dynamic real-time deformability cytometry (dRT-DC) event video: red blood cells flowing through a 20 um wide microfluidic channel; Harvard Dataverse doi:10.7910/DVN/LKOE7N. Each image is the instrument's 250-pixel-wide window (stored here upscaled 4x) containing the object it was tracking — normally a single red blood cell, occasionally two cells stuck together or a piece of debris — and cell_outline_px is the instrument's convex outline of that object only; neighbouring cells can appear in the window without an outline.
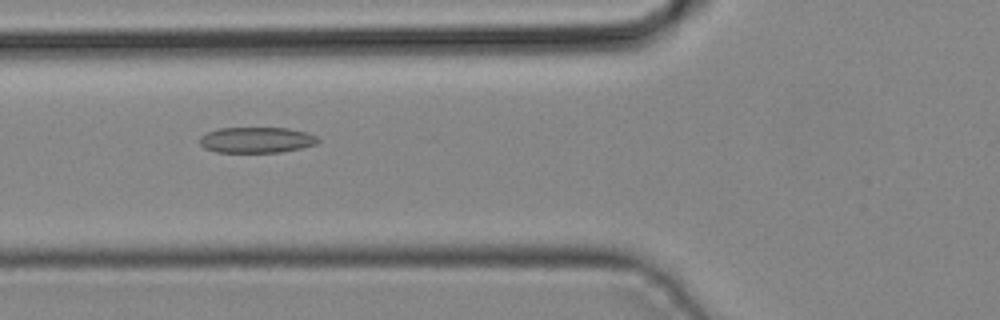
{"species": "common noctule bat (a hibernating species)", "species_latin": "Nyctalus noctula", "temperature_condition": "cold", "stored_images_in_passage": 43, "camera_frame_rate_fps": 3000, "um_per_image_px": 0.085, "animal": {"sex": "male", "body_mass_g": 19.2, "forearm_length_mm": 51.8}, "frame": {"image": 1, "passage_image": 16, "time_ms": 5.0, "image_size_px": [1000, 320], "cell_outline_px": [[320, 140], [316, 144], [300, 148], [280, 152], [216, 152], [204, 148], [200, 144], [200, 136], [208, 132], [220, 128], [288, 128], [308, 132], [316, 136]], "centroid_in_image_um": [21.81, 11.89], "position_along_channel_um": 104.0, "area_um2": 17.74}}
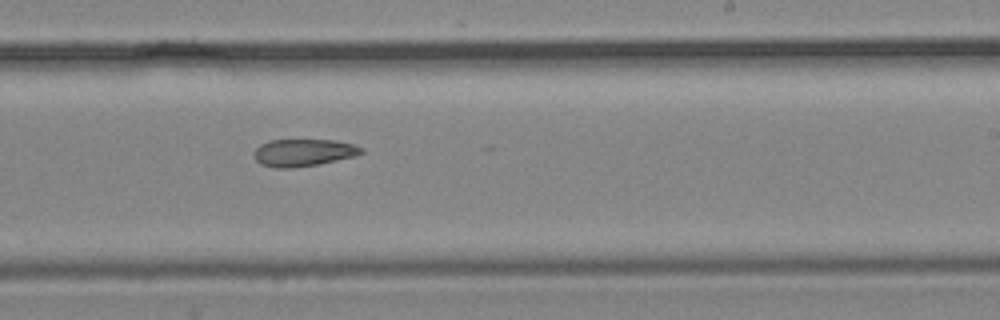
{"frame": {"image": 2, "passage_image": 26, "time_ms": 8.333, "image_size_px": [1000, 320], "cell_outline_px": [[364, 152], [356, 156], [320, 164], [292, 168], [276, 168], [260, 164], [256, 160], [252, 152], [260, 144], [268, 140], [336, 140], [352, 144], [364, 148]], "centroid_in_image_um": [25.79, 12.97], "position_along_channel_um": 263.2, "area_um2": 17.28}}
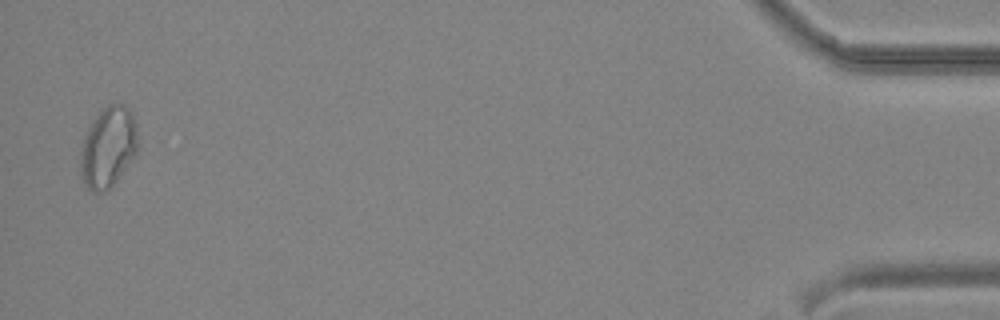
{"frame": {"image": 3, "passage_image": 42, "time_ms": 13.667, "image_size_px": [1000, 320], "cell_outline_px": [[140, 148], [116, 180], [104, 192], [92, 192], [84, 184], [80, 172], [80, 152], [88, 128], [92, 120], [100, 108], [108, 104], [124, 104], [128, 108], [136, 124]], "centroid_in_image_um": [9.19, 12.48], "position_along_channel_um": 426.0, "area_um2": 27.11}}